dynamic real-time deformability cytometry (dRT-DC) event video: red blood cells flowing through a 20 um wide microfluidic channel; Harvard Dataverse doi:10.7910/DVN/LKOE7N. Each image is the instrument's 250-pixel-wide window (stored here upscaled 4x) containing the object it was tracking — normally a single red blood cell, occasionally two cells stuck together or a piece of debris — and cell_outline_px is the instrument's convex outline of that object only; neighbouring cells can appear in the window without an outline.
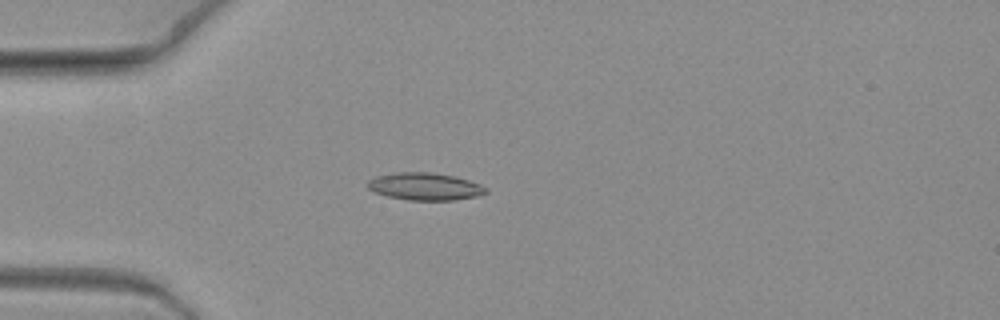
{"species": "common noctule bat (a hibernating species)", "species_latin": "Nyctalus noctula", "temperature_condition": "warm", "stored_images_in_passage": 6, "camera_frame_rate_fps": 3000, "um_per_image_px": 0.085, "animal": {"sex": "female", "body_mass_g": 19.3, "forearm_length_mm": 54.1}, "frame": {"image": 1, "passage_image": 4, "time_ms": 1.0, "image_size_px": [1000, 320], "cell_outline_px": [[488, 192], [476, 196], [456, 200], [408, 200], [388, 196], [372, 192], [368, 188], [368, 180], [376, 176], [396, 172], [428, 172], [452, 176], [468, 180], [480, 184], [488, 188]], "centroid_in_image_um": [36.1, 15.85], "position_along_channel_um": 48.9, "area_um2": 18.84}}
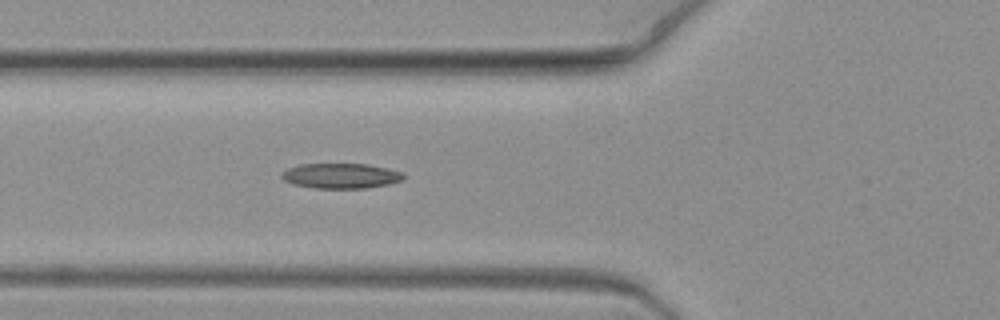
{"frame": {"image": 2, "passage_image": 6, "time_ms": 1.667, "image_size_px": [1000, 320], "cell_outline_px": [[404, 180], [388, 184], [364, 188], [316, 188], [292, 184], [284, 180], [280, 176], [288, 168], [300, 164], [368, 164], [388, 168], [404, 172]], "centroid_in_image_um": [29.0, 14.94], "position_along_channel_um": 96.8, "area_um2": 17.86}}